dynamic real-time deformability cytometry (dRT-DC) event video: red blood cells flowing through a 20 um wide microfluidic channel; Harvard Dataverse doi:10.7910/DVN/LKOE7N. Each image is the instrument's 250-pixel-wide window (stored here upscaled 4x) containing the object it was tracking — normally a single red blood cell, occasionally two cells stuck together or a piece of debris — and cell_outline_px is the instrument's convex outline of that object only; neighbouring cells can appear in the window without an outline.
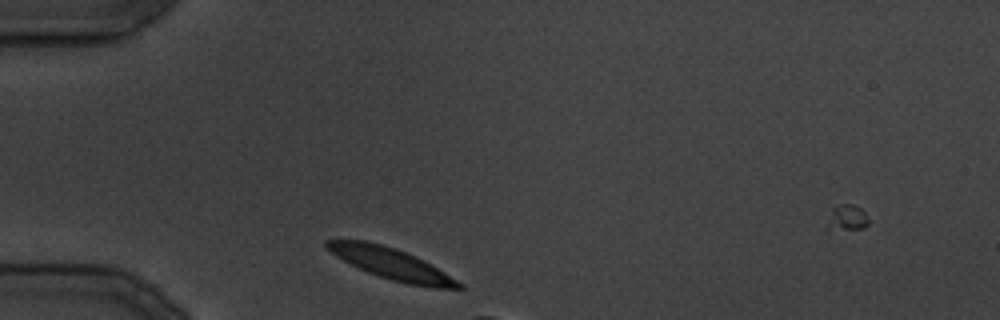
{"species": "common noctule bat (a hibernating species)", "species_latin": "Nyctalus noctula", "temperature_condition": "cold", "stored_images_in_passage": 5, "camera_frame_rate_fps": 3000, "um_per_image_px": 0.085, "animal": {"sex": "male", "body_mass_g": 19.5, "forearm_length_mm": 54.6}, "frame": {"image": 1, "passage_image": 3, "time_ms": 2.333, "image_size_px": [1000, 320], "cell_outline_px": [[464, 288], [432, 288], [408, 284], [392, 280], [368, 272], [336, 256], [324, 244], [324, 240], [364, 240], [396, 248], [444, 272], [464, 284]], "centroid_in_image_um": [33.26, 22.42], "position_along_channel_um": 51.7, "area_um2": 23.24}}